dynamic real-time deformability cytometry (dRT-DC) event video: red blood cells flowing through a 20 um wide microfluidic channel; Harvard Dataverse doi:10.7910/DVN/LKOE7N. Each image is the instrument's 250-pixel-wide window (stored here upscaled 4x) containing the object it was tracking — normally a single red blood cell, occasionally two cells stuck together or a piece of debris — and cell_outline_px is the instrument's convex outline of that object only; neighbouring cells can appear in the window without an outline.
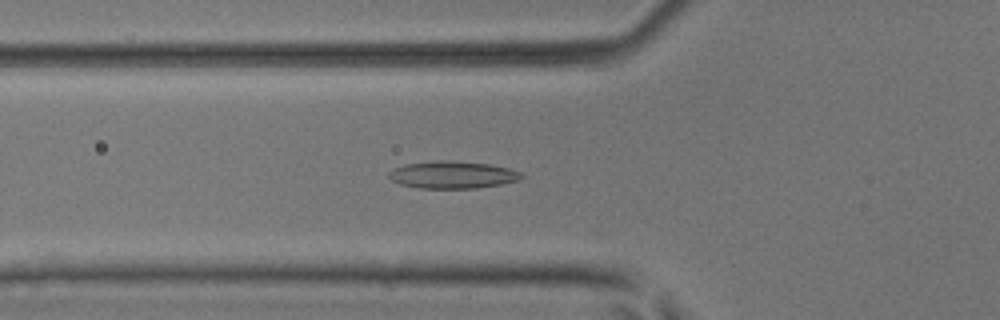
{"species": "common noctule bat (a hibernating species)", "species_latin": "Nyctalus noctula", "temperature_condition": "room temperature", "stored_images_in_passage": 51, "camera_frame_rate_fps": 3000, "um_per_image_px": 0.085, "animal": {"sex": "male", "body_mass_g": 17.9, "forearm_length_mm": 54.2}, "frame": {"image": 1, "passage_image": 18, "time_ms": 5.667, "image_size_px": [1000, 320], "cell_outline_px": [[524, 176], [516, 180], [500, 184], [476, 188], [420, 188], [400, 184], [392, 180], [388, 176], [388, 172], [404, 164], [436, 160], [440, 160], [488, 164], [508, 168], [520, 172]], "centroid_in_image_um": [38.42, 14.86], "position_along_channel_um": 87.4, "area_um2": 20.75}}
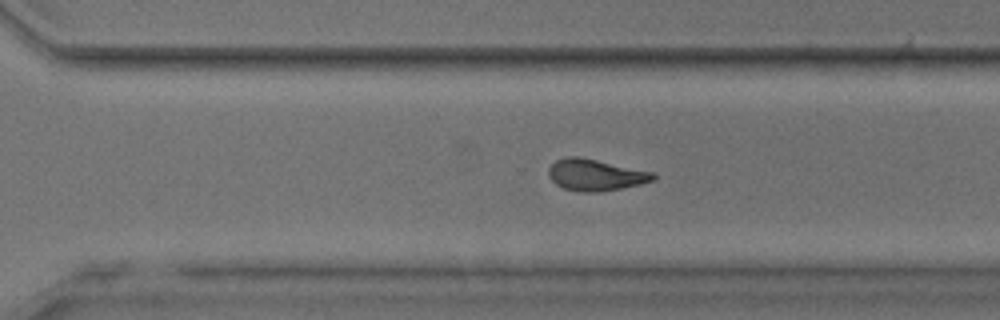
{"frame": {"image": 2, "passage_image": 35, "time_ms": 11.333, "image_size_px": [1000, 320], "cell_outline_px": [[656, 180], [640, 184], [600, 192], [580, 192], [564, 188], [556, 184], [548, 176], [548, 168], [556, 160], [568, 156], [576, 156], [656, 172]], "centroid_in_image_um": [50.64, 14.87], "position_along_channel_um": 320.0, "area_um2": 19.25}}
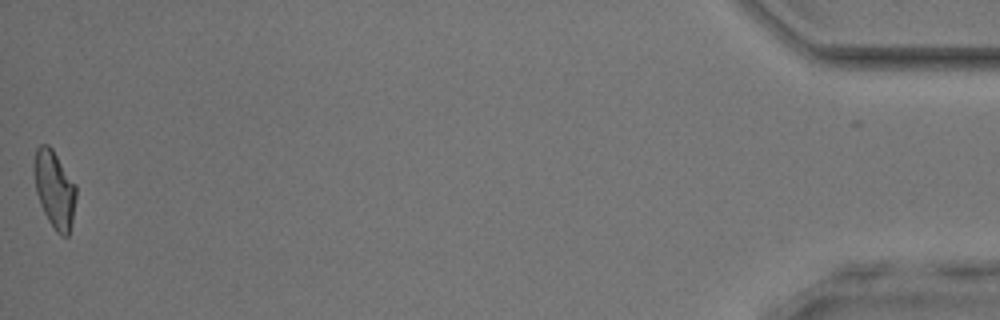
{"frame": {"image": 3, "passage_image": 50, "time_ms": 16.333, "image_size_px": [1000, 320], "cell_outline_px": [[76, 196], [72, 220], [68, 236], [60, 236], [56, 232], [48, 220], [40, 204], [36, 192], [32, 172], [32, 164], [36, 148], [40, 144], [48, 144], [52, 148], [76, 184]], "centroid_in_image_um": [4.6, 16.05], "position_along_channel_um": 430.6, "area_um2": 19.25}, "authors_computed_cell_mechanics": {"area_um2": 19.4208, "velocity_mm_per_s": 4.1121, "shape_relaxation_time_tau1_ms": null, "shape_relaxation_time_tau2_ms": 1.8124, "deformation_change_tau1": null, "deformation_change_tau2": 0.092}}